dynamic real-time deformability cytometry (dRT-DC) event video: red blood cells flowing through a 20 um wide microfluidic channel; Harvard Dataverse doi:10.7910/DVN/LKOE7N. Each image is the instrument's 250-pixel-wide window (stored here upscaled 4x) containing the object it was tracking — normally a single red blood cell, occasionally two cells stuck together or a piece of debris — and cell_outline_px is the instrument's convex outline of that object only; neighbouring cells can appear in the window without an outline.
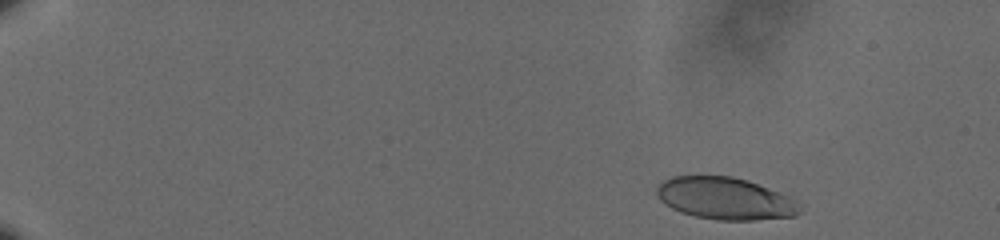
{"species": "human", "species_latin": "Homo sapiens", "temperature_condition": "cold", "stored_images_in_passage": 55, "camera_frame_rate_fps": 3000, "um_per_image_px": 0.085, "donor": {"sex": "male"}, "frame": {"image": 1, "passage_image": 3, "time_ms": 0.667, "image_size_px": [1000, 240], "cell_outline_px": [[800, 212], [796, 216], [756, 220], [716, 220], [696, 216], [680, 212], [664, 204], [660, 200], [656, 192], [656, 188], [664, 180], [672, 176], [732, 176], [748, 180], [788, 196], [792, 200]], "centroid_in_image_um": [61.58, 16.87], "position_along_channel_um": 23.4, "area_um2": 34.8}}
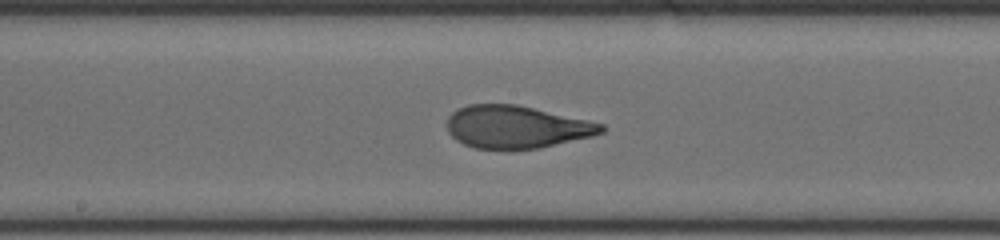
{"frame": {"image": 2, "passage_image": 30, "time_ms": 9.667, "image_size_px": [1000, 240], "cell_outline_px": [[604, 132], [592, 136], [540, 148], [472, 148], [456, 140], [448, 132], [448, 116], [456, 108], [468, 104], [516, 104], [604, 124]], "centroid_in_image_um": [43.86, 10.78], "position_along_channel_um": 204.3, "area_um2": 37.97}}
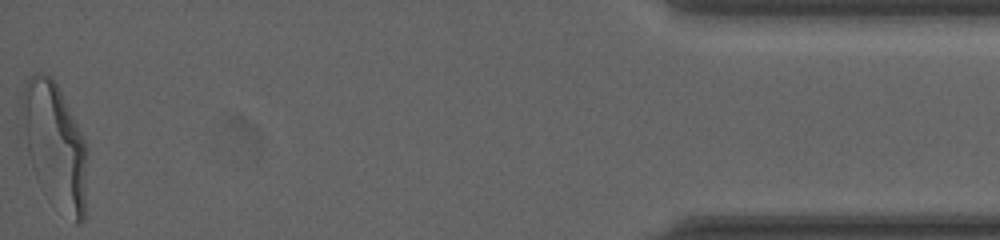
{"frame": {"image": 3, "passage_image": 55, "time_ms": 18.0, "image_size_px": [1000, 240], "cell_outline_px": [[84, 220], [80, 224], [76, 224], [36, 180], [32, 168], [28, 152], [20, 100], [24, 84], [28, 76], [36, 72], [44, 72], [56, 84], [84, 140]], "centroid_in_image_um": [4.6, 12.27], "position_along_channel_um": 430.6, "area_um2": 45.37}, "authors_computed_cell_mechanics": {"area_um2": 38.6104, "velocity_mm_per_s": 3.5824, "shape_relaxation_time_tau1_ms": 5.2211, "shape_relaxation_time_tau2_ms": 0.7013, "deformation_change_tau1": 0.1998, "deformation_change_tau2": 0.0655}}